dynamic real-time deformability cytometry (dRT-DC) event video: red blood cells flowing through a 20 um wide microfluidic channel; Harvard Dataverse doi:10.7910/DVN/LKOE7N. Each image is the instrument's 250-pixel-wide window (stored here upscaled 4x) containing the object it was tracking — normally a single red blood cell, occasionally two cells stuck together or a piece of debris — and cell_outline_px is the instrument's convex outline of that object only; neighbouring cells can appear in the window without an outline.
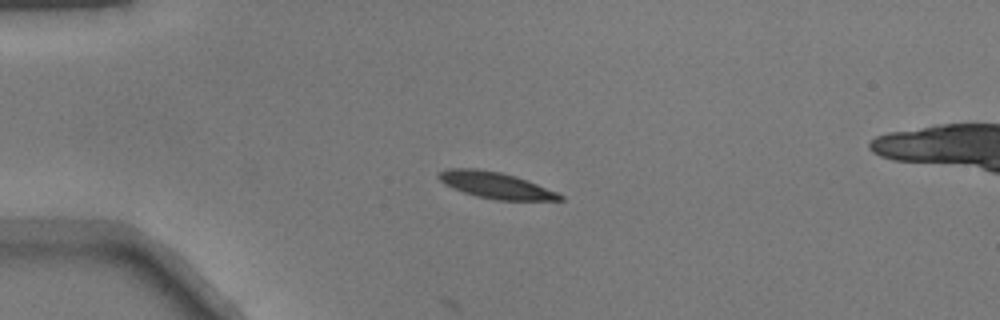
{"species": "common noctule bat (a hibernating species)", "species_latin": "Nyctalus noctula", "temperature_condition": "warm", "stored_images_in_passage": 33, "camera_frame_rate_fps": 3000, "um_per_image_px": 0.085, "animal": {"sex": "male", "body_mass_g": 17.9}, "frame": {"image": 1, "passage_image": 1, "time_ms": 0.0, "image_size_px": [1000, 320], "cell_outline_px": [[564, 200], [496, 200], [476, 196], [452, 188], [444, 184], [436, 176], [440, 172], [448, 168], [476, 168], [500, 172], [516, 176], [528, 180], [556, 192], [564, 196]], "centroid_in_image_um": [42.11, 15.74], "position_along_channel_um": 42.9, "area_um2": 18.61}}
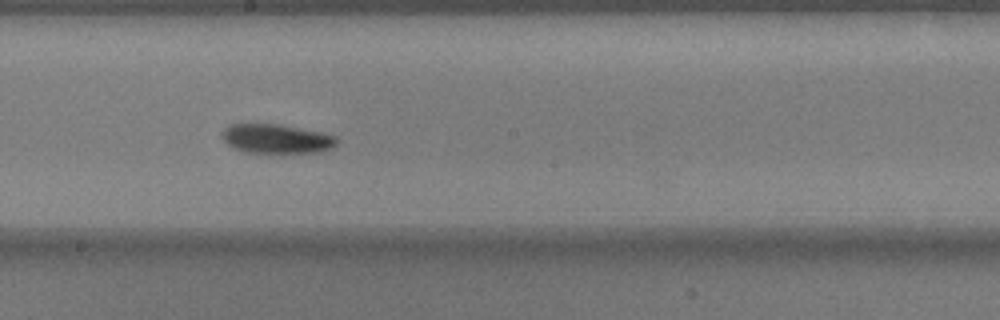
{"frame": {"image": 2, "passage_image": 17, "time_ms": 5.333, "image_size_px": [1000, 320], "cell_outline_px": [[336, 144], [320, 152], [244, 152], [232, 148], [220, 136], [220, 132], [228, 124], [244, 120], [280, 124], [336, 136]], "centroid_in_image_um": [23.32, 11.73], "position_along_channel_um": 224.9, "area_um2": 20.06}}
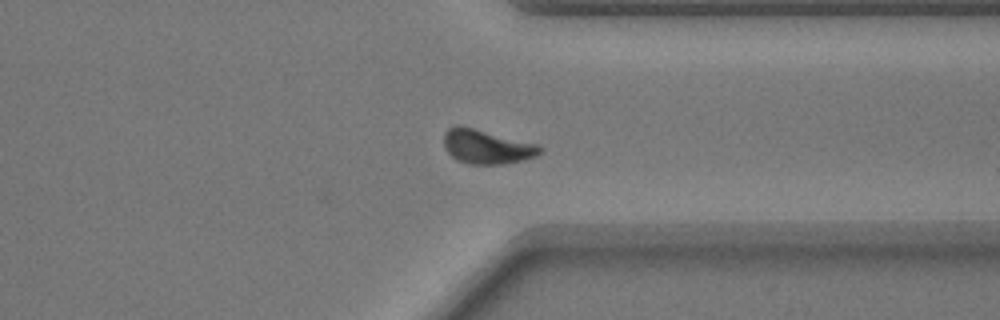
{"frame": {"image": 3, "passage_image": 28, "time_ms": 9.0, "image_size_px": [1000, 320], "cell_outline_px": [[544, 152], [536, 156], [524, 160], [504, 164], [468, 164], [456, 160], [448, 152], [444, 144], [444, 132], [448, 128], [456, 124], [540, 144], [544, 148]], "centroid_in_image_um": [41.42, 12.47], "position_along_channel_um": 370.0, "area_um2": 19.42}}